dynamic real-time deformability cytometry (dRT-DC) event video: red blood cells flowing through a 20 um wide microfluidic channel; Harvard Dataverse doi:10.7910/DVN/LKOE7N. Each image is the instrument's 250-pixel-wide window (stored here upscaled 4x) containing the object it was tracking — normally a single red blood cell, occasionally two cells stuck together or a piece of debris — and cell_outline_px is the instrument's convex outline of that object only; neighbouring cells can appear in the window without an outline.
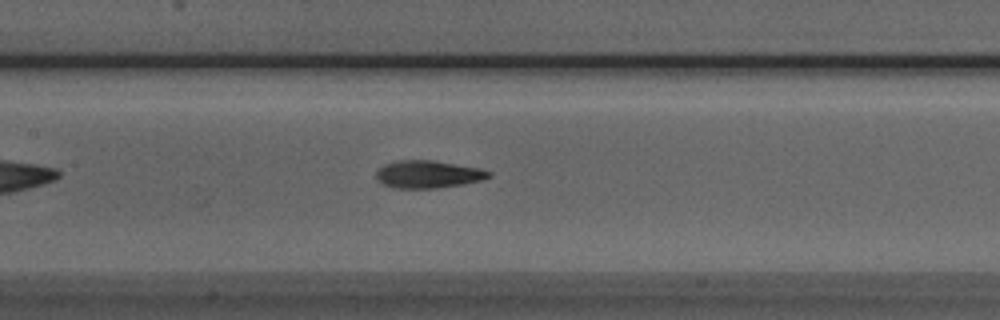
{"species": "Egyptian fruit bat (a non-hibernating species)", "species_latin": "Rousettus aegyptiacus", "temperature_condition": "room temperature", "stored_images_in_passage": 40, "camera_frame_rate_fps": 3000, "um_per_image_px": 0.085, "animal": {"sex": "male"}, "frame": {"image": 1, "passage_image": 14, "time_ms": 4.333, "image_size_px": [1000, 320], "cell_outline_px": [[492, 176], [484, 180], [436, 188], [392, 188], [380, 184], [376, 180], [376, 168], [384, 164], [396, 160], [432, 160], [480, 168], [492, 172]], "centroid_in_image_um": [36.33, 14.81], "position_along_channel_um": 171.1, "area_um2": 18.38}}
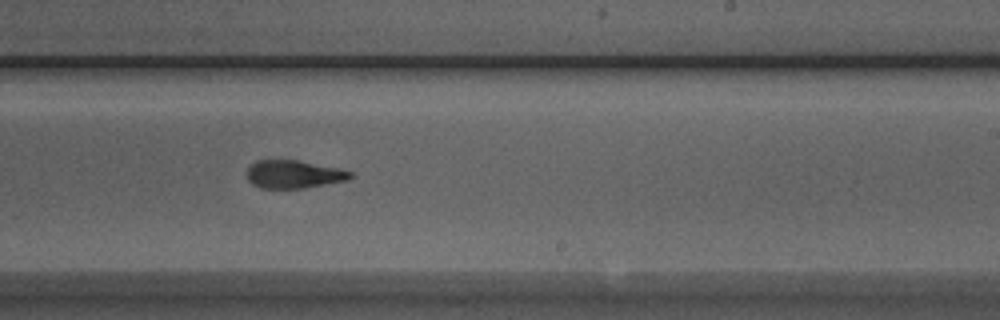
{"frame": {"image": 2, "passage_image": 21, "time_ms": 6.667, "image_size_px": [1000, 320], "cell_outline_px": [[352, 176], [348, 180], [304, 188], [260, 188], [252, 184], [248, 180], [248, 168], [256, 160], [296, 160], [340, 168], [352, 172]], "centroid_in_image_um": [24.97, 14.81], "position_along_channel_um": 264.0, "area_um2": 16.82}}
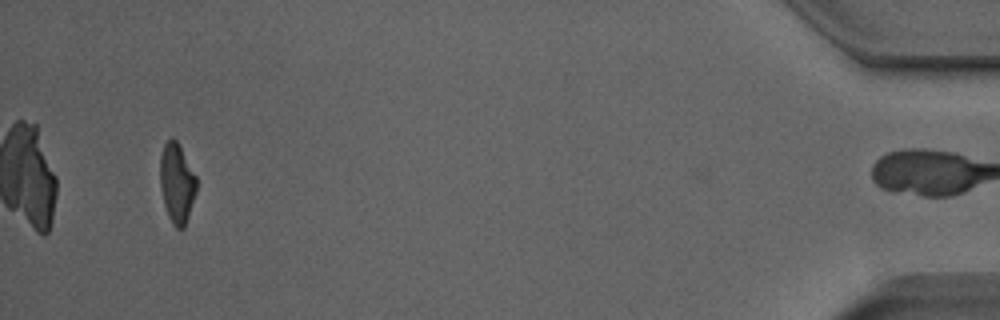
{"frame": {"image": 3, "passage_image": 39, "time_ms": 12.667, "image_size_px": [1000, 320], "cell_outline_px": [[196, 192], [184, 228], [176, 228], [172, 224], [168, 216], [164, 204], [160, 188], [160, 156], [164, 144], [172, 136], [180, 144], [196, 176]], "centroid_in_image_um": [15.02, 15.54], "position_along_channel_um": 420.2, "area_um2": 16.99}, "authors_computed_cell_mechanics": {"area_um2": 17.7735, "velocity_mm_per_s": 4.0098, "shape_relaxation_time_tau1_ms": 7.4722, "shape_relaxation_time_tau2_ms": 2.4036, "deformation_change_tau1": 0.2219, "deformation_change_tau2": 0.1165}}